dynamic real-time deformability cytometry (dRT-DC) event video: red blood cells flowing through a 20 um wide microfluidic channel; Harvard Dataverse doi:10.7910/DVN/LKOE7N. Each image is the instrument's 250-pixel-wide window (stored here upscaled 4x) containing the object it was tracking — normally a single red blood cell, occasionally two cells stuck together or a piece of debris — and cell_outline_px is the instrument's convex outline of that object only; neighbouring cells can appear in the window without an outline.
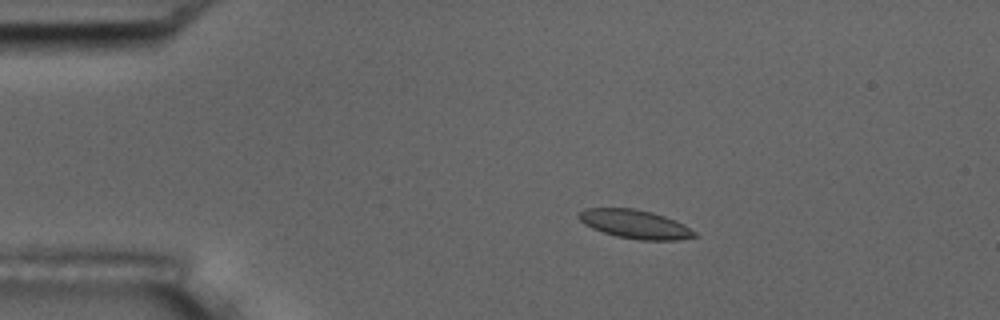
{"species": "common noctule bat (a hibernating species)", "species_latin": "Nyctalus noctula", "temperature_condition": "room temperature", "stored_images_in_passage": 9, "camera_frame_rate_fps": 3000, "um_per_image_px": 0.085, "animal": {"sex": "male", "body_mass_g": 17.5, "forearm_length_mm": 52.3}, "frame": {"image": 1, "passage_image": 4, "time_ms": 3.333, "image_size_px": [1000, 320], "cell_outline_px": [[696, 236], [680, 240], [640, 240], [616, 236], [592, 228], [584, 224], [576, 216], [584, 208], [632, 208], [652, 212], [664, 216], [684, 224], [696, 232]], "centroid_in_image_um": [53.97, 19.05], "position_along_channel_um": 31.0, "area_um2": 19.31}}
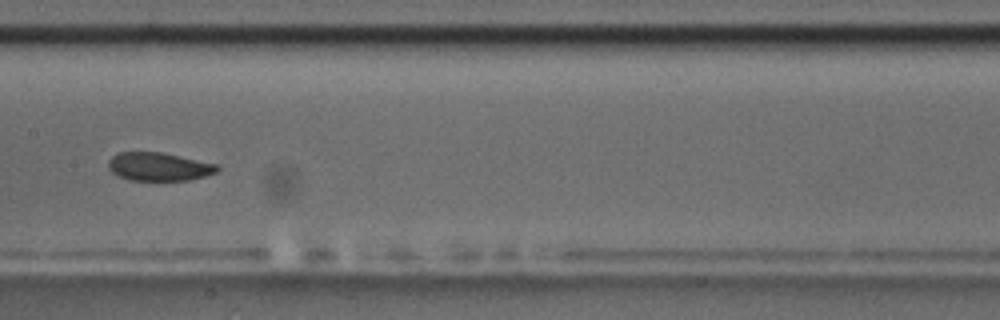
{"frame": {"image": 2, "passage_image": 9, "time_ms": 9.333, "image_size_px": [1000, 320], "cell_outline_px": [[220, 168], [216, 172], [204, 176], [188, 180], [128, 180], [112, 172], [108, 168], [108, 160], [116, 152], [160, 152], [216, 164]], "centroid_in_image_um": [13.46, 14.16], "position_along_channel_um": 193.9, "area_um2": 17.8}}